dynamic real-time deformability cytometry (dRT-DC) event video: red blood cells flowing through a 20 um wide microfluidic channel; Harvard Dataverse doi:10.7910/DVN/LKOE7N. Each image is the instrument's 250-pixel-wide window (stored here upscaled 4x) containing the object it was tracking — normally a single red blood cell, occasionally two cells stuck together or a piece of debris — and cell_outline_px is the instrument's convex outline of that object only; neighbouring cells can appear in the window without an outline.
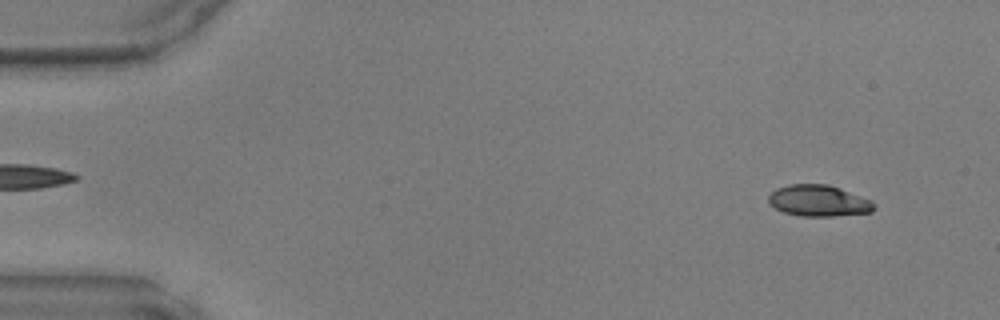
{"species": "common noctule bat (a hibernating species)", "species_latin": "Nyctalus noctula", "temperature_condition": "warm", "stored_images_in_passage": 9, "camera_frame_rate_fps": 3000, "um_per_image_px": 0.085, "animal": {"sex": "male", "body_mass_g": 17.9, "forearm_length_mm": 54.2}, "frame": {"image": 1, "passage_image": 3, "time_ms": 0.667, "image_size_px": [1000, 320], "cell_outline_px": [[876, 208], [872, 212], [832, 216], [800, 216], [784, 212], [768, 204], [768, 196], [776, 188], [788, 184], [828, 184], [840, 188], [872, 200], [876, 204]], "centroid_in_image_um": [69.59, 17.06], "position_along_channel_um": 15.4, "area_um2": 19.42}}